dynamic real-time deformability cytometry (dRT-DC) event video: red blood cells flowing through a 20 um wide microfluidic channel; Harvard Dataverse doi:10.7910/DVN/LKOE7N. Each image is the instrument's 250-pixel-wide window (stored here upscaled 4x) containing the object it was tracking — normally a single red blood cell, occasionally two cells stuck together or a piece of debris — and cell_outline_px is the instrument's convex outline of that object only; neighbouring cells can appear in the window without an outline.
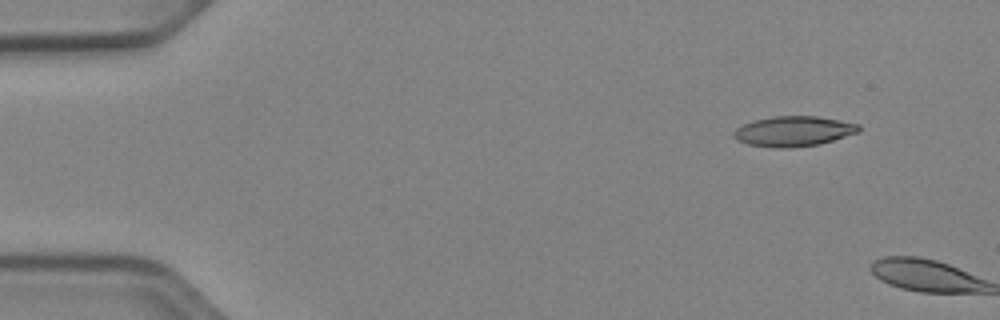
{"species": "Egyptian fruit bat (a non-hibernating species)", "species_latin": "Rousettus aegyptiacus", "temperature_condition": "cold", "stored_images_in_passage": 3, "camera_frame_rate_fps": 3000, "um_per_image_px": 0.085, "animal": {"sex": "female"}, "frame": {"image": 1, "passage_image": 2, "time_ms": 0.333, "image_size_px": [1000, 320], "cell_outline_px": [[860, 132], [820, 144], [788, 148], [776, 148], [748, 144], [736, 140], [732, 136], [732, 132], [736, 128], [752, 120], [772, 116], [816, 116], [840, 120], [860, 124]], "centroid_in_image_um": [67.44, 11.15], "position_along_channel_um": 17.6, "area_um2": 22.2}}